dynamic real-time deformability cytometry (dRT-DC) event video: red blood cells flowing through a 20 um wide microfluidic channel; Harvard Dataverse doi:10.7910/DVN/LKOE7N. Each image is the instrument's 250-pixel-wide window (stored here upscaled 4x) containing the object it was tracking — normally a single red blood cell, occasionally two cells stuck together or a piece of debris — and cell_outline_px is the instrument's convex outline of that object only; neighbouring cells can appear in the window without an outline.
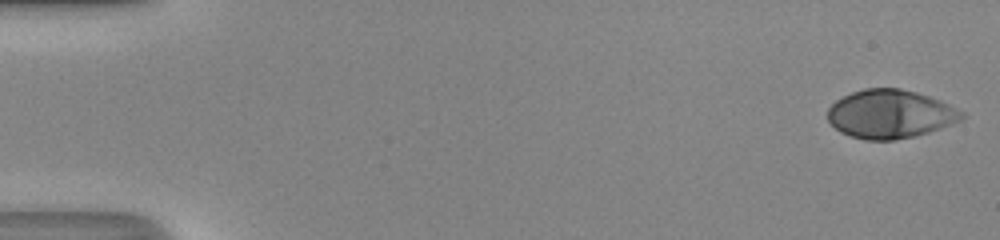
{"species": "human", "species_latin": "Homo sapiens", "temperature_condition": "room temperature", "stored_images_in_passage": 49, "camera_frame_rate_fps": 3000, "um_per_image_px": 0.085, "donor": {"sex": "male"}, "frame": {"image": 1, "passage_image": 1, "time_ms": 0.0, "image_size_px": [1000, 240], "cell_outline_px": [[964, 116], [960, 120], [952, 124], [928, 132], [912, 136], [892, 140], [864, 140], [840, 132], [828, 120], [828, 108], [836, 100], [852, 92], [864, 88], [900, 88], [916, 92], [940, 100], [964, 112]], "centroid_in_image_um": [75.66, 9.69], "position_along_channel_um": 9.3, "area_um2": 37.69}}
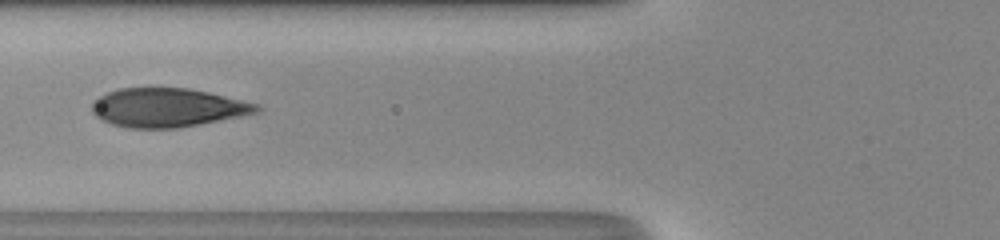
{"frame": {"image": 2, "passage_image": 20, "time_ms": 6.333, "image_size_px": [1000, 240], "cell_outline_px": [[264, 108], [260, 112], [240, 116], [176, 128], [128, 128], [112, 124], [100, 120], [92, 112], [92, 100], [116, 88], [188, 88], [208, 92], [260, 104]], "centroid_in_image_um": [14.23, 9.14], "position_along_channel_um": 111.6, "area_um2": 37.34}}
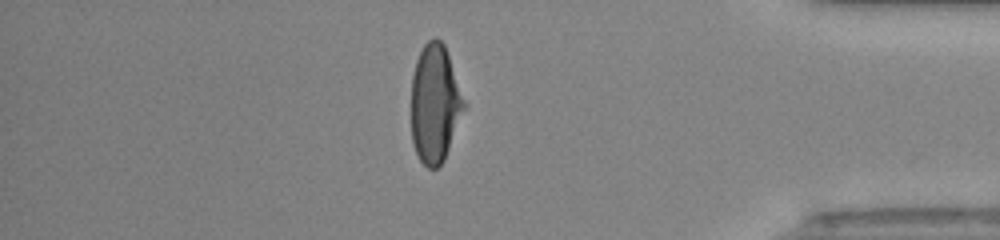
{"frame": {"image": 3, "passage_image": 42, "time_ms": 13.667, "image_size_px": [1000, 240], "cell_outline_px": [[468, 104], [444, 160], [436, 168], [428, 168], [420, 160], [416, 152], [412, 140], [412, 76], [416, 60], [424, 44], [428, 40], [436, 36], [444, 44]], "centroid_in_image_um": [37.0, 8.79], "position_along_channel_um": 398.2, "area_um2": 36.76}, "authors_computed_cell_mechanics": {"area_um2": 38.2636, "velocity_mm_per_s": 4.3281, "shape_relaxation_time_tau1_ms": 4.7558, "shape_relaxation_time_tau2_ms": null, "deformation_change_tau1": 0.2483, "deformation_change_tau2": null}}